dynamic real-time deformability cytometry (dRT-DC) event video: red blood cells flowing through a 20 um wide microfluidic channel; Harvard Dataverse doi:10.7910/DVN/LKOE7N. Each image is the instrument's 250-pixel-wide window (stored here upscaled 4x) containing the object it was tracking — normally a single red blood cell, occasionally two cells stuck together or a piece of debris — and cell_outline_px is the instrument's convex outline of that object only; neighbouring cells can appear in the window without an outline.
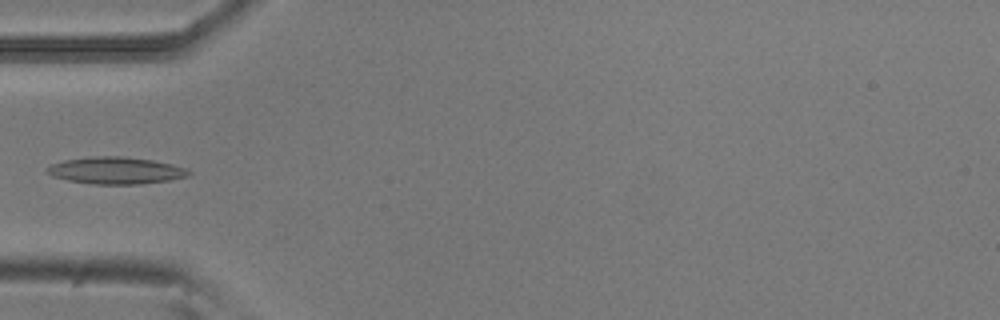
{"species": "common noctule bat (a hibernating species)", "species_latin": "Nyctalus noctula", "temperature_condition": "room temperature", "stored_images_in_passage": 5, "camera_frame_rate_fps": 3000, "um_per_image_px": 0.085, "animal": {"sex": "male", "body_mass_g": 20.5, "forearm_length_mm": 52.5}, "frame": {"image": 1, "passage_image": 4, "time_ms": 1.0, "image_size_px": [1000, 320], "cell_outline_px": [[192, 172], [188, 176], [168, 180], [140, 184], [92, 184], [68, 180], [52, 176], [44, 168], [52, 164], [64, 160], [92, 156], [120, 156], [152, 160], [172, 164], [184, 168]], "centroid_in_image_um": [9.82, 14.49], "position_along_channel_um": 75.2, "area_um2": 22.14}}
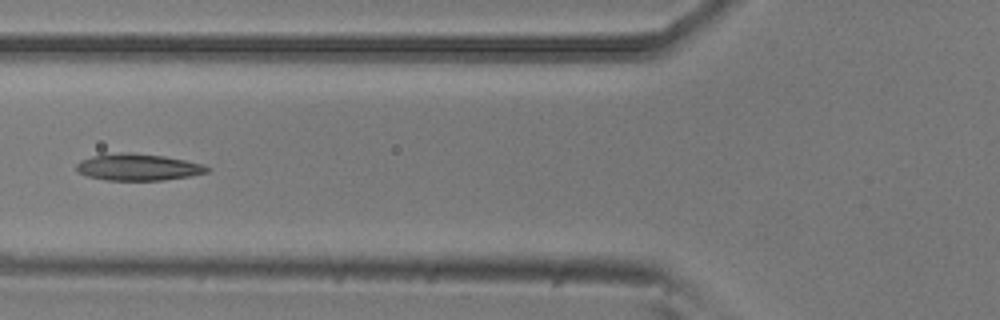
{"frame": {"image": 2, "passage_image": 5, "time_ms": 1.333, "image_size_px": [1000, 320], "cell_outline_px": [[212, 168], [208, 172], [188, 176], [160, 180], [108, 180], [88, 176], [80, 172], [76, 168], [76, 164], [80, 160], [92, 156], [120, 152], [132, 152], [164, 156], [204, 164]], "centroid_in_image_um": [11.75, 14.19], "position_along_channel_um": 114.0, "area_um2": 20.23}}